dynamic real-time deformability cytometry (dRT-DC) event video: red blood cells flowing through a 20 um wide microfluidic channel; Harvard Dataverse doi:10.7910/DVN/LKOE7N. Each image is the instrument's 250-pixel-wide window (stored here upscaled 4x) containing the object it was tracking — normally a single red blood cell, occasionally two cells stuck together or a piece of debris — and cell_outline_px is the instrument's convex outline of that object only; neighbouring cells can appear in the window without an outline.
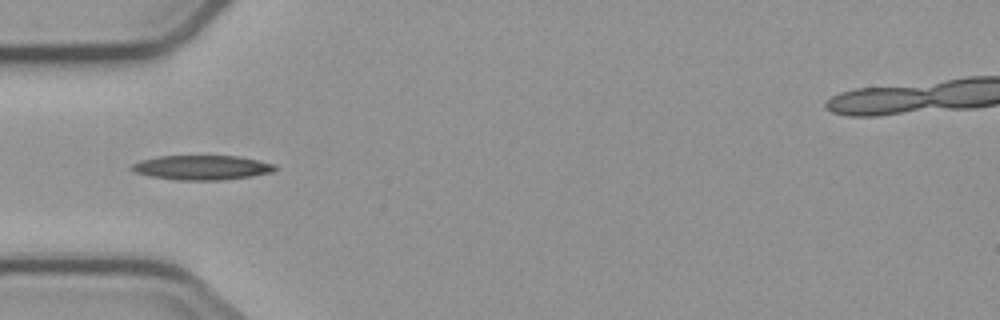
{"species": "common noctule bat (a hibernating species)", "species_latin": "Nyctalus noctula", "temperature_condition": "cold", "stored_images_in_passage": 5, "camera_frame_rate_fps": 3000, "um_per_image_px": 0.085, "animal": {"sex": "male", "body_mass_g": 23.1, "forearm_length_mm": 52.7}, "frame": {"image": 1, "passage_image": 5, "time_ms": 5.0, "image_size_px": [1000, 320], "cell_outline_px": [[276, 168], [272, 172], [252, 176], [224, 180], [176, 180], [148, 176], [136, 172], [128, 168], [132, 164], [140, 160], [156, 156], [236, 156], [256, 160], [272, 164]], "centroid_in_image_um": [17.08, 14.25], "position_along_channel_um": 67.9, "area_um2": 20.46}}